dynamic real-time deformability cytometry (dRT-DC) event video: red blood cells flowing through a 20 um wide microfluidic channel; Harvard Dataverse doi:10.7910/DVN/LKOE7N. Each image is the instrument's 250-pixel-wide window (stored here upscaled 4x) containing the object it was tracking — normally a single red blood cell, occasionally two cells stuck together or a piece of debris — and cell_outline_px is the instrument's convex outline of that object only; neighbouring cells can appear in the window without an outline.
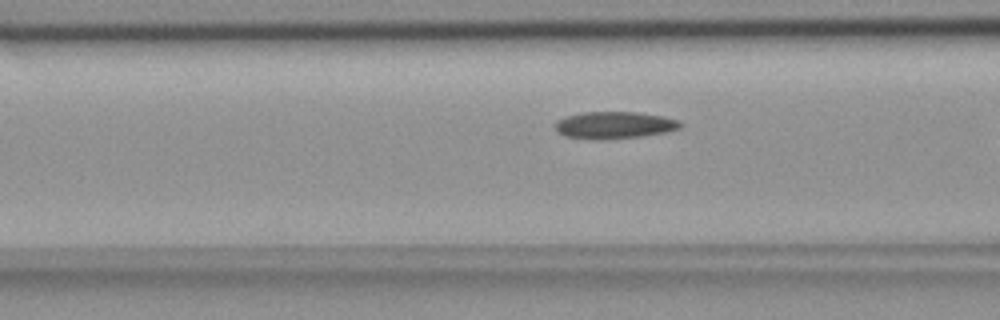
{"species": "common noctule bat (a hibernating species)", "species_latin": "Nyctalus noctula", "temperature_condition": "room temperature", "stored_images_in_passage": 5, "camera_frame_rate_fps": 3000, "um_per_image_px": 0.085, "animal": {"sex": "female", "body_mass_g": 18.4}, "frame": {"image": 1, "passage_image": 4, "time_ms": 1.0, "image_size_px": [1000, 320], "cell_outline_px": [[684, 124], [680, 128], [664, 132], [640, 136], [564, 136], [556, 132], [556, 120], [564, 116], [584, 112], [636, 112], [664, 116], [680, 120]], "centroid_in_image_um": [52.28, 10.57], "position_along_channel_um": 114.3, "area_um2": 18.73}}